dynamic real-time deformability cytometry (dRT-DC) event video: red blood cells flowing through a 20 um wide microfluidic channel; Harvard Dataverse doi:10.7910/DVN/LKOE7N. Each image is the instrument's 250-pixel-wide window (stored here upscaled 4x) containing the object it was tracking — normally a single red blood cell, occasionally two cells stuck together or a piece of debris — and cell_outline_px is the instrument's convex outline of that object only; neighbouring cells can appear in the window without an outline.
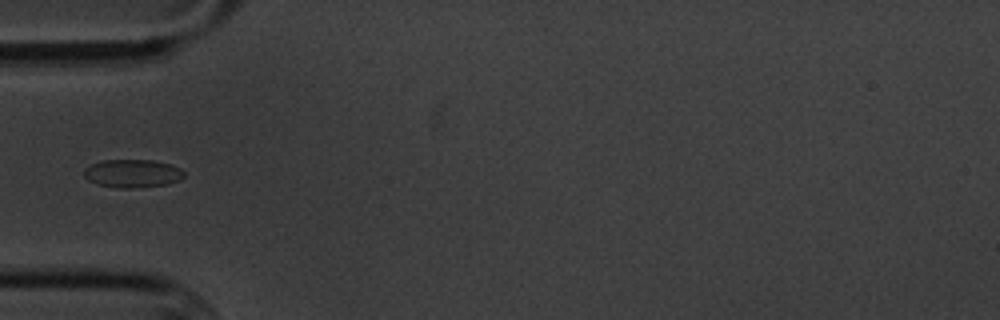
{"species": "common noctule bat (a hibernating species)", "species_latin": "Nyctalus noctula", "temperature_condition": "cold", "stored_images_in_passage": 6, "camera_frame_rate_fps": 3000, "um_per_image_px": 0.085, "animal": {"sex": "male", "body_mass_g": 20.1, "forearm_length_mm": 53.5}, "frame": {"image": 1, "passage_image": 5, "time_ms": 4.667, "image_size_px": [1000, 320], "cell_outline_px": [[184, 176], [180, 180], [168, 184], [132, 188], [116, 188], [96, 184], [88, 180], [84, 176], [84, 168], [100, 160], [152, 160], [172, 164], [180, 168], [184, 172]], "centroid_in_image_um": [11.26, 14.74], "position_along_channel_um": 73.7, "area_um2": 16.59}}